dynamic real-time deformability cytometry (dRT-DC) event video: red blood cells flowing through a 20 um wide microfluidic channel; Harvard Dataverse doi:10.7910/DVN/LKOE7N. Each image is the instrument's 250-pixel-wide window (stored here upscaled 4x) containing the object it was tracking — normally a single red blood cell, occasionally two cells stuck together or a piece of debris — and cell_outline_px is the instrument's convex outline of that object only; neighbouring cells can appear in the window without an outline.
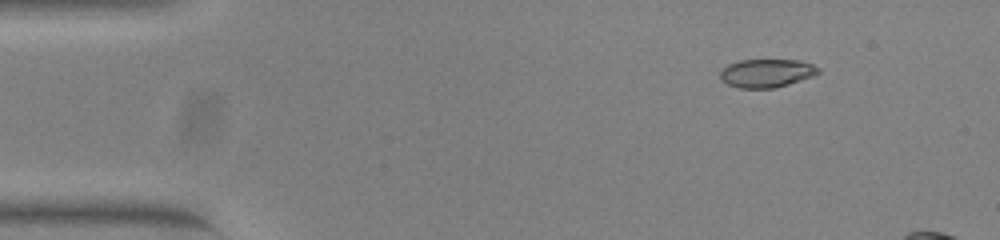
{"species": "common noctule bat (a hibernating species)", "species_latin": "Nyctalus noctula", "temperature_condition": "warm", "stored_images_in_passage": 15, "camera_frame_rate_fps": 3000, "um_per_image_px": 0.085, "animal": {"sex": "female", "body_mass_g": 23.0, "forearm_length_mm": 53.4}, "frame": {"image": 1, "passage_image": 7, "time_ms": 2.0, "image_size_px": [1000, 240], "cell_outline_px": [[820, 72], [816, 76], [788, 84], [772, 88], [740, 88], [728, 84], [720, 80], [720, 72], [728, 64], [740, 60], [800, 60], [812, 64], [820, 68]], "centroid_in_image_um": [65.19, 6.21], "position_along_channel_um": 19.8, "area_um2": 16.3}}